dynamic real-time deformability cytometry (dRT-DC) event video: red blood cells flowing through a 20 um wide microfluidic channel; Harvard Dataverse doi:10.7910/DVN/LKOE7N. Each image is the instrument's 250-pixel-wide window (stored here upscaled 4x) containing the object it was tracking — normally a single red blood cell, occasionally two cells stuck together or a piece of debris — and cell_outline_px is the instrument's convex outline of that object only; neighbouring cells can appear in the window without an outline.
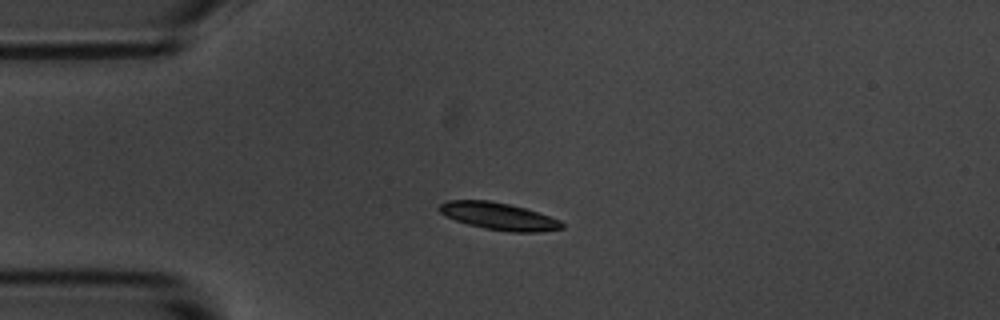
{"species": "common noctule bat (a hibernating species)", "species_latin": "Nyctalus noctula", "temperature_condition": "room temperature", "stored_images_in_passage": 5, "camera_frame_rate_fps": 3000, "um_per_image_px": 0.085, "animal": {"sex": "male", "body_mass_g": 20.1, "forearm_length_mm": 53.5}, "frame": {"image": 1, "passage_image": 4, "time_ms": 3.667, "image_size_px": [1000, 320], "cell_outline_px": [[564, 228], [536, 232], [508, 232], [484, 228], [468, 224], [456, 220], [440, 212], [436, 208], [440, 204], [448, 200], [488, 200], [508, 204], [524, 208], [560, 220], [564, 224]], "centroid_in_image_um": [42.37, 18.38], "position_along_channel_um": 42.6, "area_um2": 19.25}}